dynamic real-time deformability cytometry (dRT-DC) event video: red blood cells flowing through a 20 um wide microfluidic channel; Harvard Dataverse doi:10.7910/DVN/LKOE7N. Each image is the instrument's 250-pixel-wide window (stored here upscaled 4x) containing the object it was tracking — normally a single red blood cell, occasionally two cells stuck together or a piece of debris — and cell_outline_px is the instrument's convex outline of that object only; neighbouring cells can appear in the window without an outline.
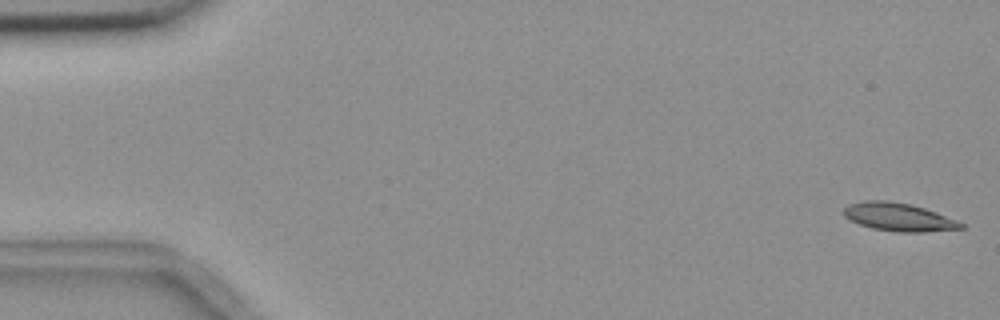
{"species": "common noctule bat (a hibernating species)", "species_latin": "Nyctalus noctula", "temperature_condition": "room temperature", "stored_images_in_passage": 6, "segment_of_instrument_passage": [1, 2], "camera_frame_rate_fps": 3000, "um_per_image_px": 0.085, "animal": {"sex": "female", "body_mass_g": 18.4}, "frame": {"image": 1, "passage_image": 1, "time_ms": 0.0, "image_size_px": [1000, 320], "cell_outline_px": [[964, 228], [924, 232], [896, 232], [872, 228], [848, 220], [844, 216], [844, 208], [848, 204], [868, 200], [884, 200], [908, 204], [924, 208], [936, 212], [956, 220], [964, 224]], "centroid_in_image_um": [76.36, 18.45], "position_along_channel_um": 8.6, "area_um2": 19.07}}
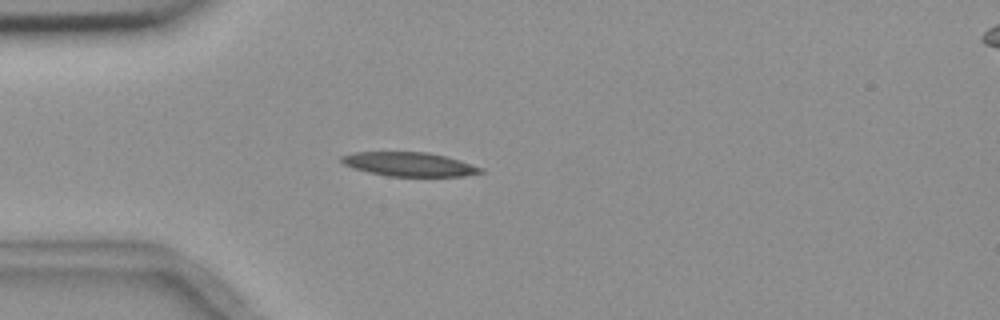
{"frame": {"image": 2, "passage_image": 5, "time_ms": 4.667, "image_size_px": [1000, 320], "cell_outline_px": [[484, 172], [464, 176], [388, 176], [368, 172], [352, 168], [344, 164], [340, 160], [340, 156], [352, 152], [428, 152], [448, 156], [484, 168]], "centroid_in_image_um": [34.79, 13.95], "position_along_channel_um": 50.2, "area_um2": 19.65}}